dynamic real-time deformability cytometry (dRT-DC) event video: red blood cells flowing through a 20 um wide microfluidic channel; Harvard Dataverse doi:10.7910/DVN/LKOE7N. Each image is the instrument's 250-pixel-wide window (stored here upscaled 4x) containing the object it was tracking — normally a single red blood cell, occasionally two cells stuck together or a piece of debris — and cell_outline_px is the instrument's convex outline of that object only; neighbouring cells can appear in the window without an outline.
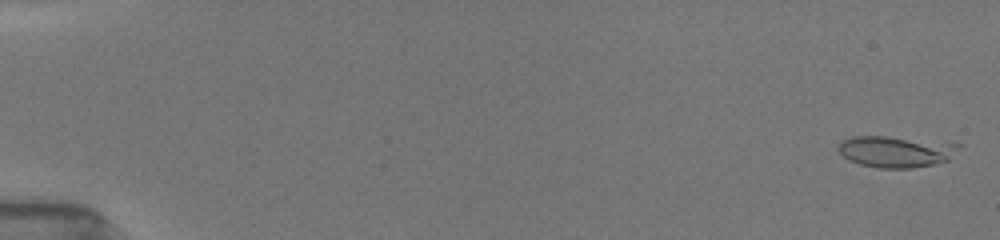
{"species": "common noctule bat (a hibernating species)", "species_latin": "Nyctalus noctula", "temperature_condition": "room temperature", "stored_images_in_passage": 21, "camera_frame_rate_fps": 3000, "um_per_image_px": 0.085, "animal": {"sex": "female", "body_mass_g": 19.5, "forearm_length_mm": 54.1}, "frame": {"image": 1, "passage_image": 2, "time_ms": 0.333, "image_size_px": [1000, 240], "cell_outline_px": [[960, 144], [948, 160], [932, 164], [912, 168], [880, 168], [860, 164], [848, 160], [840, 152], [840, 144], [844, 140], [852, 136], [884, 136]], "centroid_in_image_um": [76.11, 12.89], "position_along_channel_um": 8.9, "area_um2": 21.39}}
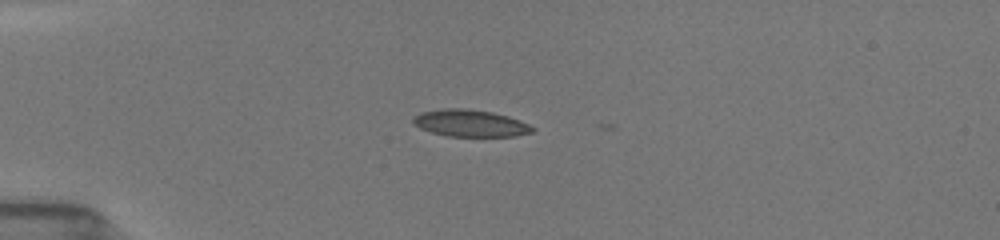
{"frame": {"image": 2, "passage_image": 15, "time_ms": 4.667, "image_size_px": [1000, 240], "cell_outline_px": [[536, 128], [532, 132], [516, 136], [448, 136], [432, 132], [420, 128], [412, 124], [412, 120], [420, 112], [444, 108], [464, 108], [492, 112], [508, 116], [528, 124]], "centroid_in_image_um": [39.96, 10.47], "position_along_channel_um": 45.0, "area_um2": 18.67}}
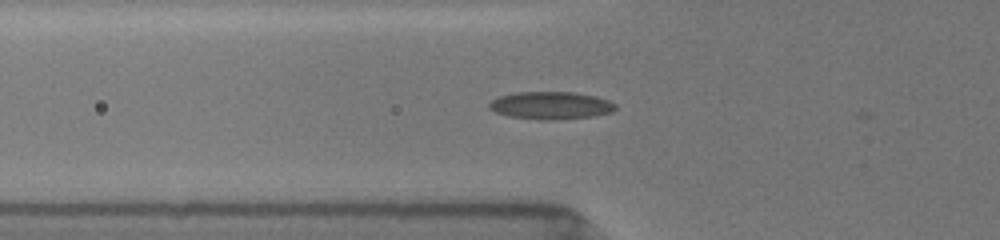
{"frame": {"image": 3, "passage_image": 20, "time_ms": 6.333, "image_size_px": [1000, 240], "cell_outline_px": [[616, 108], [612, 112], [592, 116], [552, 120], [540, 120], [508, 116], [496, 112], [488, 108], [488, 104], [492, 100], [500, 96], [516, 92], [576, 92], [596, 96], [608, 100], [616, 104]], "centroid_in_image_um": [46.82, 8.96], "position_along_channel_um": 79.0, "area_um2": 20.35}}